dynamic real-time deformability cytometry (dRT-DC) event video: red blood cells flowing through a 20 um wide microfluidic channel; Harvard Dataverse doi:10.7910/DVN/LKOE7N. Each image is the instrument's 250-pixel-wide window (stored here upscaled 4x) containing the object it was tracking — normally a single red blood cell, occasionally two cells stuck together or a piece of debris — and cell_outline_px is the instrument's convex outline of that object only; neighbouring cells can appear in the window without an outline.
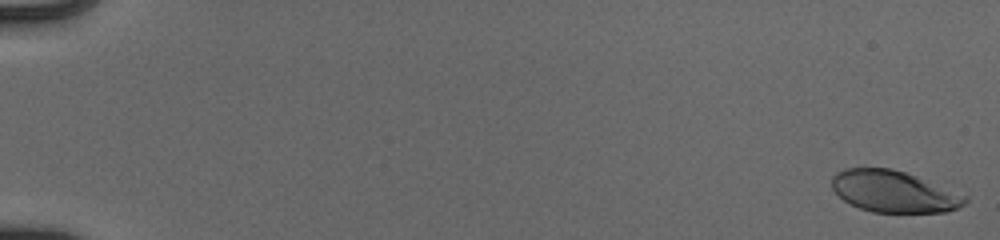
{"species": "human", "species_latin": "Homo sapiens", "temperature_condition": "cold", "stored_images_in_passage": 54, "camera_frame_rate_fps": 3000, "um_per_image_px": 0.085, "donor": {"sex": "male"}, "frame": {"image": 1, "passage_image": 1, "time_ms": 0.0, "image_size_px": [1000, 240], "cell_outline_px": [[968, 200], [964, 204], [948, 212], [872, 212], [860, 208], [844, 200], [832, 188], [832, 176], [836, 172], [848, 168], [892, 168], [916, 176], [968, 196]], "centroid_in_image_um": [75.98, 16.28], "position_along_channel_um": 9.0, "area_um2": 32.02}}
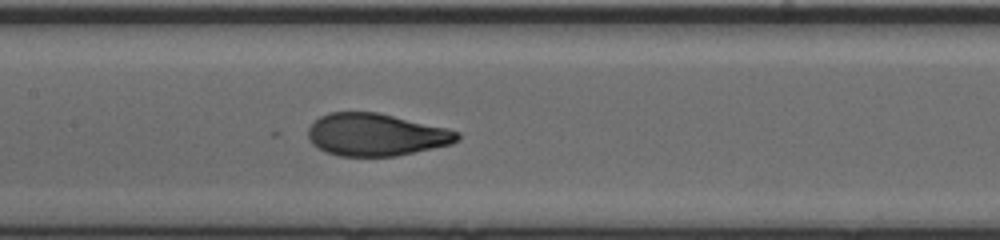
{"frame": {"image": 2, "passage_image": 29, "time_ms": 9.333, "image_size_px": [1000, 240], "cell_outline_px": [[460, 140], [452, 144], [396, 156], [340, 156], [324, 152], [316, 148], [308, 140], [308, 128], [320, 116], [328, 112], [376, 112], [448, 128], [460, 132]], "centroid_in_image_um": [31.95, 11.45], "position_along_channel_um": 175.4, "area_um2": 37.11}}
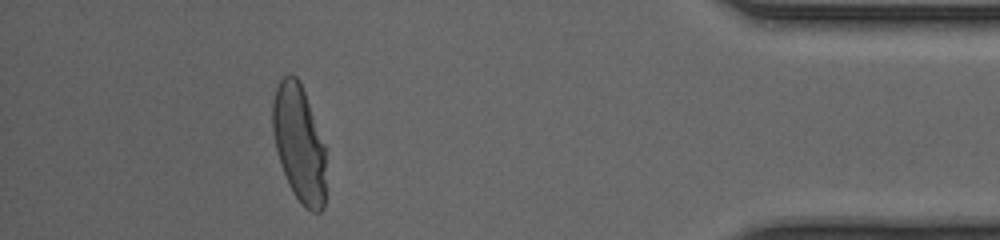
{"frame": {"image": 3, "passage_image": 50, "time_ms": 16.333, "image_size_px": [1000, 240], "cell_outline_px": [[324, 208], [320, 212], [312, 212], [304, 208], [292, 192], [288, 184], [276, 148], [272, 132], [272, 100], [276, 88], [280, 80], [284, 76], [296, 76], [304, 92], [324, 144]], "centroid_in_image_um": [25.4, 12.22], "position_along_channel_um": 409.8, "area_um2": 35.78}, "authors_computed_cell_mechanics": {"area_um2": 36.2695, "velocity_mm_per_s": 3.9522, "shape_relaxation_time_tau1_ms": 3.0807, "shape_relaxation_time_tau2_ms": null, "deformation_change_tau1": 0.1851, "deformation_change_tau2": null}}